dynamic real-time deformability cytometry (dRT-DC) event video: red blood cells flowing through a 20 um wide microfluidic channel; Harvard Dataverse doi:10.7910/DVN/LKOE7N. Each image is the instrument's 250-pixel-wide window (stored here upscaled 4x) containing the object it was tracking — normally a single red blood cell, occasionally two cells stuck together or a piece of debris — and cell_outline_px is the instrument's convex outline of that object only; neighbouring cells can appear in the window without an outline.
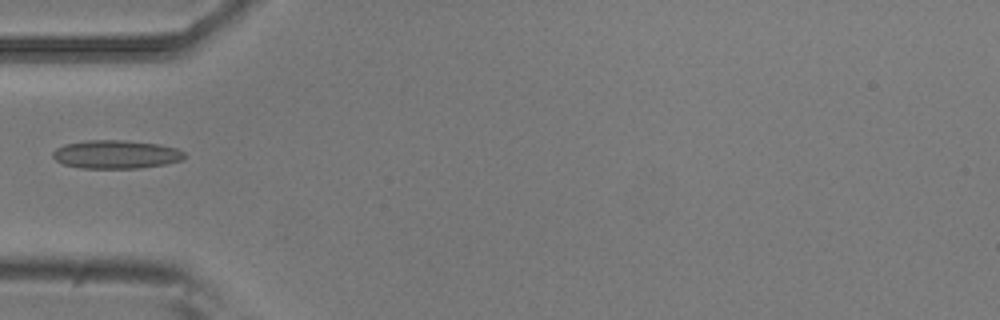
{"species": "common noctule bat (a hibernating species)", "species_latin": "Nyctalus noctula", "temperature_condition": "room temperature", "stored_images_in_passage": 7, "camera_frame_rate_fps": 3000, "um_per_image_px": 0.085, "animal": {"sex": "male", "body_mass_g": 20.5, "forearm_length_mm": 52.5}, "frame": {"image": 1, "passage_image": 5, "time_ms": 1.333, "image_size_px": [1000, 320], "cell_outline_px": [[184, 160], [164, 164], [140, 168], [80, 168], [64, 164], [56, 160], [52, 156], [52, 152], [56, 148], [64, 144], [88, 140], [124, 140], [160, 144], [176, 148], [184, 152]], "centroid_in_image_um": [9.86, 13.12], "position_along_channel_um": 75.1, "area_um2": 21.85}}
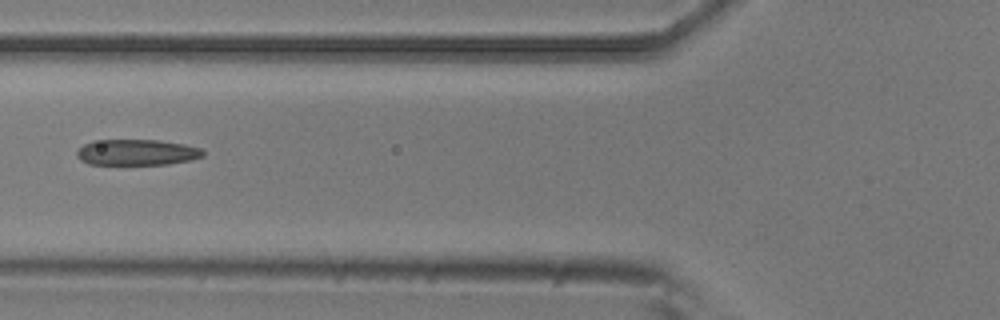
{"frame": {"image": 2, "passage_image": 6, "time_ms": 1.667, "image_size_px": [1000, 320], "cell_outline_px": [[204, 156], [188, 160], [168, 164], [88, 164], [80, 160], [76, 156], [76, 152], [84, 144], [92, 140], [160, 140], [184, 144], [200, 148], [204, 152]], "centroid_in_image_um": [11.6, 12.94], "position_along_channel_um": 114.2, "area_um2": 19.02}}
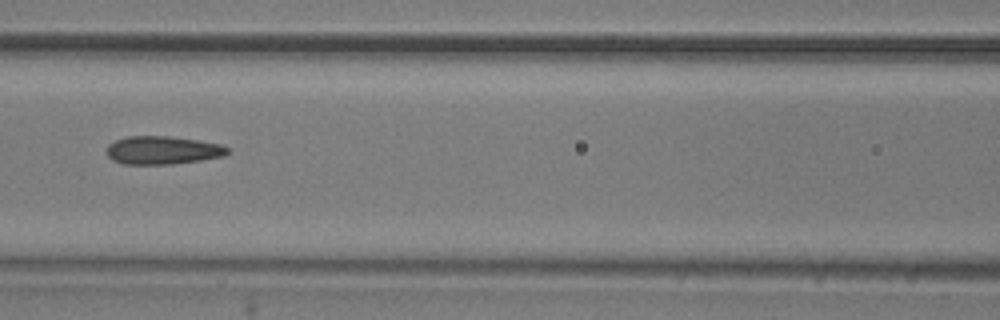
{"frame": {"image": 3, "passage_image": 7, "time_ms": 2.0, "image_size_px": [1000, 320], "cell_outline_px": [[228, 152], [224, 156], [200, 160], [172, 164], [124, 164], [112, 160], [108, 156], [108, 144], [116, 140], [128, 136], [168, 136], [196, 140], [220, 144], [228, 148]], "centroid_in_image_um": [13.81, 12.77], "position_along_channel_um": 152.8, "area_um2": 19.65}}